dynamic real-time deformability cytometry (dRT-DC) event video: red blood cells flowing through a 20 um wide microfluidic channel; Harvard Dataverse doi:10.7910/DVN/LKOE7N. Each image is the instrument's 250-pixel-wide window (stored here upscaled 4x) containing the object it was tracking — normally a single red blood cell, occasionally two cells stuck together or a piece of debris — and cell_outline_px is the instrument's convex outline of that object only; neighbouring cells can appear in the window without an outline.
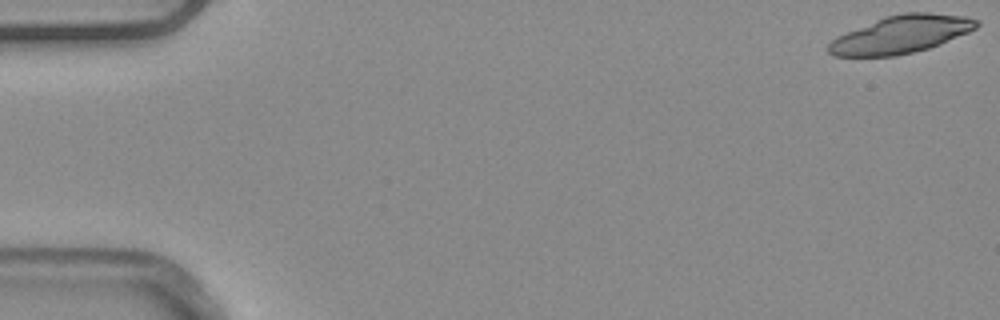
{"species": "common noctule bat (a hibernating species)", "species_latin": "Nyctalus noctula", "temperature_condition": "warm", "stored_images_in_passage": 19, "camera_frame_rate_fps": 3000, "um_per_image_px": 0.085, "animal": {"sex": "male", "body_mass_g": 20.4}, "frame": {"image": 1, "passage_image": 1, "time_ms": 0.0, "image_size_px": [1000, 320], "cell_outline_px": [[980, 24], [976, 28], [968, 32], [940, 44], [928, 48], [896, 56], [832, 56], [828, 52], [828, 44], [836, 36], [876, 20], [888, 16], [904, 12], [928, 12], [964, 16], [980, 20]], "centroid_in_image_um": [76.6, 2.93], "position_along_channel_um": 8.4, "area_um2": 32.25}}